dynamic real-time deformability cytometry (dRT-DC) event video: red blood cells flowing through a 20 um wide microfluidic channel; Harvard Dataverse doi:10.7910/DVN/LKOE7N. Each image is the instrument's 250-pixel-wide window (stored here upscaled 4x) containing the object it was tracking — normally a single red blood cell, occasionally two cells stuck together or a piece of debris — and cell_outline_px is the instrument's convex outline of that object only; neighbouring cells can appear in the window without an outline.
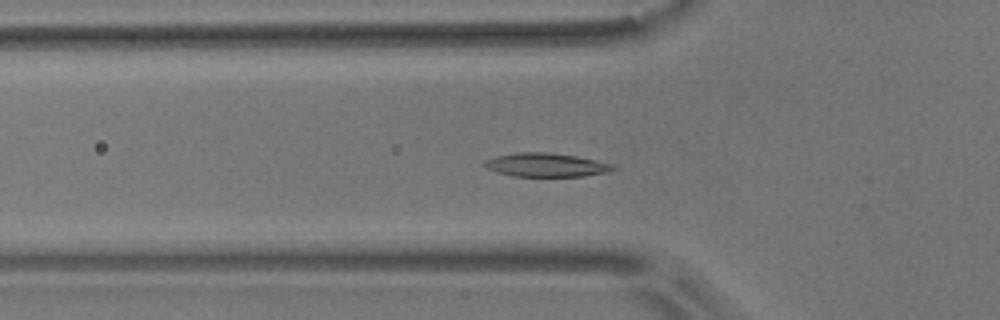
{"species": "common noctule bat (a hibernating species)", "species_latin": "Nyctalus noctula", "temperature_condition": "room temperature", "stored_images_in_passage": 41, "camera_frame_rate_fps": 3000, "um_per_image_px": 0.085, "animal": {"sex": "male", "body_mass_g": 17.9}, "frame": {"image": 1, "passage_image": 4, "time_ms": 1.0, "image_size_px": [1000, 320], "cell_outline_px": [[620, 168], [608, 172], [584, 176], [512, 176], [496, 172], [488, 168], [484, 164], [484, 160], [496, 156], [516, 152], [544, 152], [576, 156], [616, 164]], "centroid_in_image_um": [46.48, 14.02], "position_along_channel_um": 79.3, "area_um2": 17.86}}
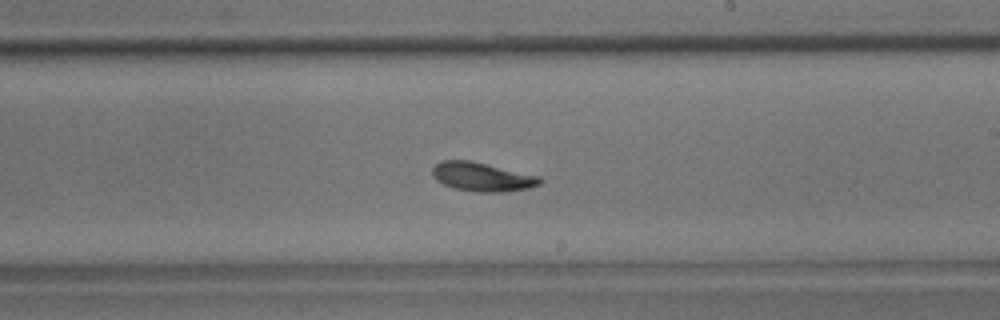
{"frame": {"image": 2, "passage_image": 18, "time_ms": 5.667, "image_size_px": [1000, 320], "cell_outline_px": [[544, 180], [540, 184], [528, 188], [504, 192], [476, 192], [452, 188], [436, 180], [432, 176], [432, 168], [440, 160], [468, 160], [540, 176]], "centroid_in_image_um": [40.97, 15.04], "position_along_channel_um": 248.0, "area_um2": 18.15}}
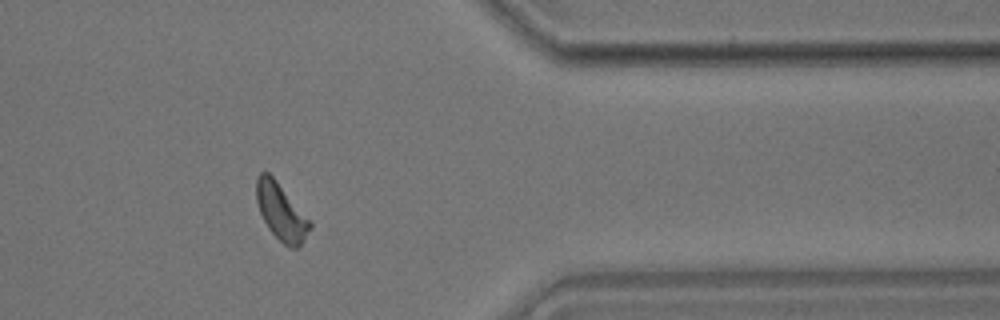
{"frame": {"image": 3, "passage_image": 31, "time_ms": 10.0, "image_size_px": [1000, 320], "cell_outline_px": [[312, 228], [304, 240], [296, 248], [292, 248], [284, 244], [268, 228], [260, 212], [256, 200], [256, 176], [260, 172], [268, 172], [276, 180], [312, 224]], "centroid_in_image_um": [23.87, 18.0], "position_along_channel_um": 387.5, "area_um2": 17.28}, "authors_computed_cell_mechanics": {"area_um2": 17.2822, "velocity_mm_per_s": 3.612, "shape_relaxation_time_tau1_ms": 3.0884, "shape_relaxation_time_tau2_ms": 4.4875, "deformation_change_tau1": 0.1111, "deformation_change_tau2": 0.0736}}